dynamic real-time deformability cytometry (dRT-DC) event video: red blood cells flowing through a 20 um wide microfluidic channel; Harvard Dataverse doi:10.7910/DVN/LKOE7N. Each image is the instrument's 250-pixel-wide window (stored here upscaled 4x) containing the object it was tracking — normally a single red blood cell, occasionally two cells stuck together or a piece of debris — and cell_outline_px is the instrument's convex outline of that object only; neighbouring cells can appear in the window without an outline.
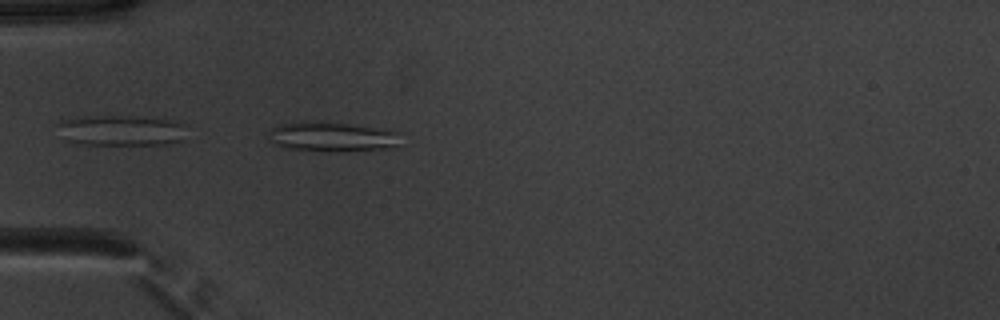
{"species": "common noctule bat (a hibernating species)", "species_latin": "Nyctalus noctula", "temperature_condition": "warm", "stored_images_in_passage": 8, "camera_frame_rate_fps": 3000, "um_per_image_px": 0.085, "animal": {"sex": "male", "body_mass_g": 20.1, "forearm_length_mm": 53.5}, "frame": {"image": 1, "passage_image": 1, "time_ms": 0.0, "image_size_px": [1000, 320], "cell_outline_px": [[396, 148], [324, 152], [284, 148], [276, 144], [272, 140], [272, 128], [280, 124], [300, 120], [348, 124], [396, 132]], "centroid_in_image_um": [28.15, 11.64], "position_along_channel_um": 56.9, "area_um2": 22.31}}
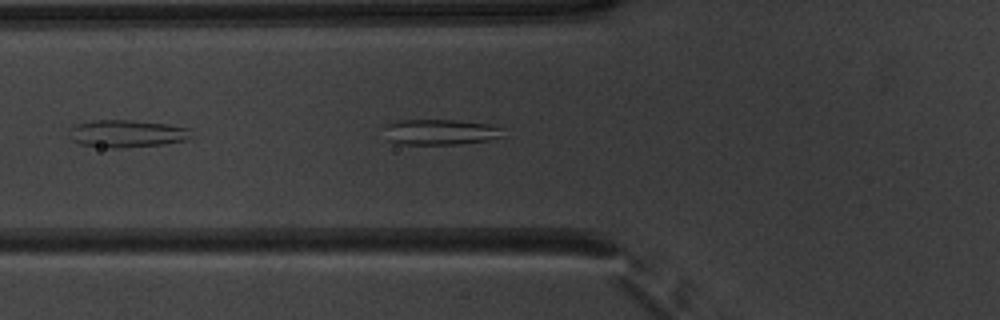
{"frame": {"image": 2, "passage_image": 4, "time_ms": 1.0, "image_size_px": [1000, 320], "cell_outline_px": [[504, 136], [488, 140], [456, 144], [400, 144], [388, 140], [384, 128], [388, 124], [400, 120], [456, 120], [492, 124], [504, 128]], "centroid_in_image_um": [37.48, 11.21], "position_along_channel_um": 88.3, "area_um2": 17.8}}